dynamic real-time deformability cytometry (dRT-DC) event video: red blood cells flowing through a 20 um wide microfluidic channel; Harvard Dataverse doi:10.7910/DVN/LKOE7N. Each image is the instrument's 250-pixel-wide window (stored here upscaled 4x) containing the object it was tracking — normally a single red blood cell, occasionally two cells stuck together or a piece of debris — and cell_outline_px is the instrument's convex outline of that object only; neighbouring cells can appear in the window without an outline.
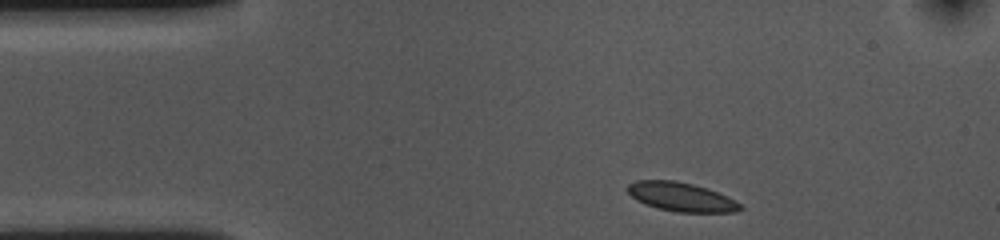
{"species": "common noctule bat (a hibernating species)", "species_latin": "Nyctalus noctula", "temperature_condition": "cold", "stored_images_in_passage": 39, "camera_frame_rate_fps": 3000, "um_per_image_px": 0.085, "animal": {"sex": "female", "body_mass_g": 10.0, "forearm_length_mm": 53.1}, "frame": {"image": 1, "passage_image": 1, "time_ms": 0.0, "image_size_px": [1000, 240], "cell_outline_px": [[744, 208], [736, 212], [676, 212], [656, 208], [636, 200], [628, 192], [628, 184], [636, 180], [676, 180], [708, 188], [728, 196], [736, 200]], "centroid_in_image_um": [57.93, 16.74], "position_along_channel_um": 27.1, "area_um2": 19.13}}
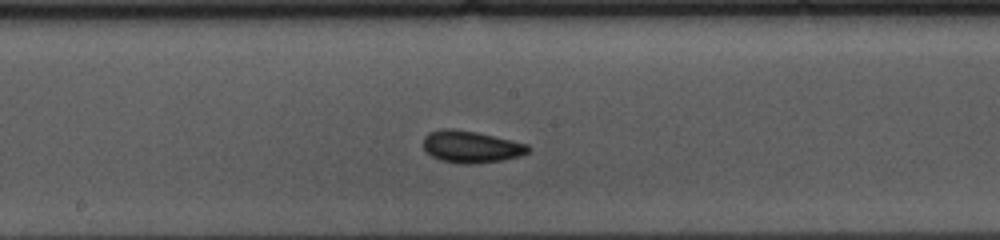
{"frame": {"image": 2, "passage_image": 20, "time_ms": 6.333, "image_size_px": [1000, 240], "cell_outline_px": [[532, 148], [528, 152], [520, 156], [504, 160], [476, 164], [460, 164], [440, 160], [424, 152], [424, 136], [428, 132], [440, 128], [452, 128], [476, 132], [512, 140], [528, 144]], "centroid_in_image_um": [40.03, 12.48], "position_along_channel_um": 208.2, "area_um2": 19.88}}
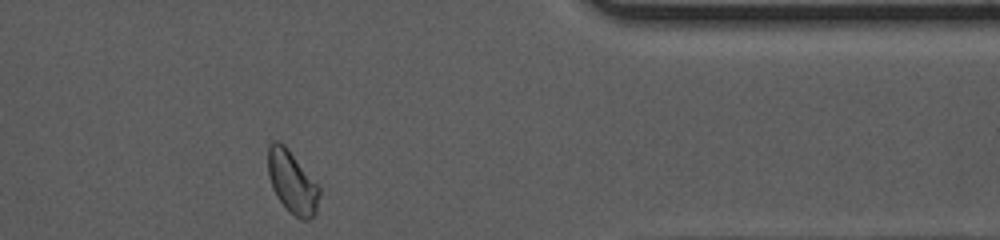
{"frame": {"image": 3, "passage_image": 37, "time_ms": 12.0, "image_size_px": [1000, 240], "cell_outline_px": [[320, 192], [316, 216], [308, 220], [300, 220], [288, 212], [276, 196], [272, 188], [268, 176], [268, 144], [272, 140], [276, 140], [284, 144], [320, 188]], "centroid_in_image_um": [24.82, 15.52], "position_along_channel_um": 386.6, "area_um2": 18.9}, "authors_computed_cell_mechanics": {"area_um2": 18.9006, "velocity_mm_per_s": 3.5669, "shape_relaxation_time_tau1_ms": 2.4722, "shape_relaxation_time_tau2_ms": 5.59, "deformation_change_tau1": 0.0493, "deformation_change_tau2": 0.07}}